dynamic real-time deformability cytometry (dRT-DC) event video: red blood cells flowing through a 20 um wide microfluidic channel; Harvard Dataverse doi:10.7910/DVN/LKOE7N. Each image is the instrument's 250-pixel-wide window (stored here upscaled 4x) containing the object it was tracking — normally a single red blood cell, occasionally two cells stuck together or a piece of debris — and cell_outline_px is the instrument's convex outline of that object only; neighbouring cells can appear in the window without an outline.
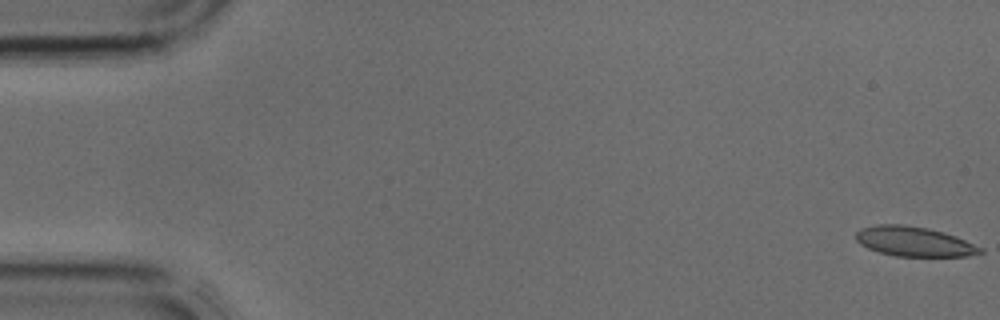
{"species": "common noctule bat (a hibernating species)", "species_latin": "Nyctalus noctula", "temperature_condition": "cold", "stored_images_in_passage": 40, "camera_frame_rate_fps": 3000, "um_per_image_px": 0.085, "animal": {"sex": "male", "body_mass_g": 17.9, "forearm_length_mm": 54.2}, "frame": {"image": 1, "passage_image": 1, "time_ms": 0.0, "image_size_px": [1000, 320], "cell_outline_px": [[984, 252], [968, 256], [896, 256], [880, 252], [868, 248], [860, 244], [856, 240], [856, 232], [860, 228], [876, 224], [904, 224], [928, 228], [944, 232], [956, 236], [984, 248]], "centroid_in_image_um": [77.71, 20.52], "position_along_channel_um": 7.3, "area_um2": 21.68}}
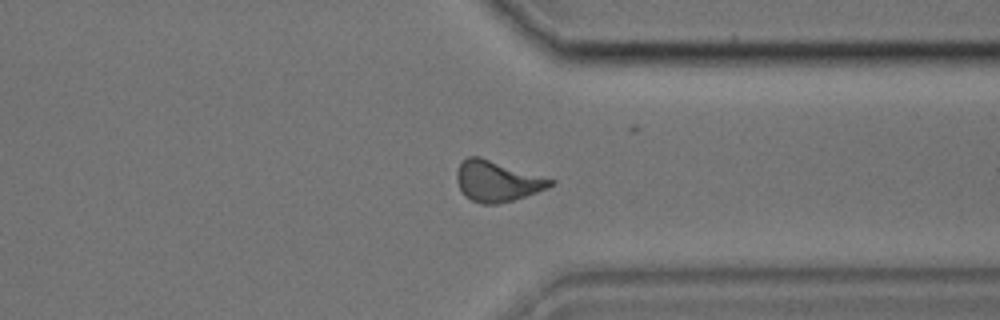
{"frame": {"image": 2, "passage_image": 32, "time_ms": 10.333, "image_size_px": [1000, 320], "cell_outline_px": [[556, 184], [548, 188], [512, 200], [496, 204], [480, 204], [464, 196], [456, 180], [456, 172], [460, 164], [468, 156], [480, 156], [556, 180]], "centroid_in_image_um": [42.26, 15.39], "position_along_channel_um": 369.1, "area_um2": 22.25}}
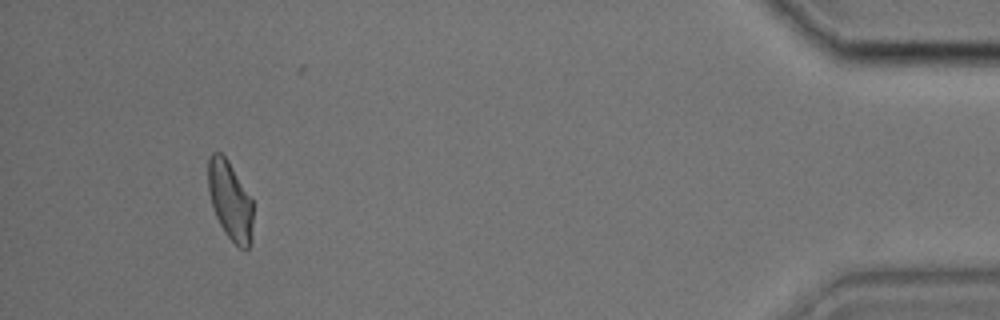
{"frame": {"image": 3, "passage_image": 39, "time_ms": 12.667, "image_size_px": [1000, 320], "cell_outline_px": [[252, 240], [248, 248], [240, 248], [224, 232], [212, 208], [208, 192], [208, 160], [212, 152], [220, 152], [228, 160], [252, 200]], "centroid_in_image_um": [19.54, 17.05], "position_along_channel_um": 415.7, "area_um2": 20.46}}